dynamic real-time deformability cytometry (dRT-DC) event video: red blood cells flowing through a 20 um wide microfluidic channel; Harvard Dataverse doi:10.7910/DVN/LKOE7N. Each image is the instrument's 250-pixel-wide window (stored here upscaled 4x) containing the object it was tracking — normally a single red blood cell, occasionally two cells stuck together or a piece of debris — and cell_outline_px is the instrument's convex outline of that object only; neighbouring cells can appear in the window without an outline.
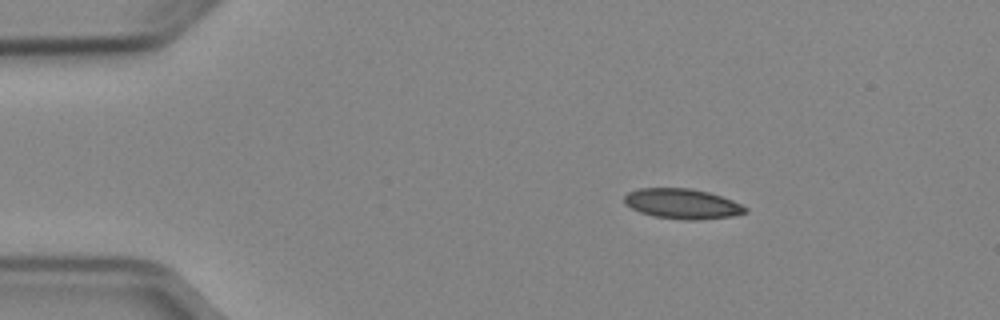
{"species": "Egyptian fruit bat (a non-hibernating species)", "species_latin": "Rousettus aegyptiacus", "temperature_condition": "cold", "stored_images_in_passage": 3, "camera_frame_rate_fps": 3000, "um_per_image_px": 0.085, "animal": {"sex": "female"}, "frame": {"image": 1, "passage_image": 1, "time_ms": 0.0, "image_size_px": [1000, 320], "cell_outline_px": [[748, 212], [732, 216], [696, 220], [688, 220], [652, 216], [640, 212], [624, 204], [624, 196], [628, 192], [640, 188], [688, 188], [708, 192], [732, 200], [748, 208]], "centroid_in_image_um": [57.98, 17.32], "position_along_channel_um": 27.0, "area_um2": 21.15}}